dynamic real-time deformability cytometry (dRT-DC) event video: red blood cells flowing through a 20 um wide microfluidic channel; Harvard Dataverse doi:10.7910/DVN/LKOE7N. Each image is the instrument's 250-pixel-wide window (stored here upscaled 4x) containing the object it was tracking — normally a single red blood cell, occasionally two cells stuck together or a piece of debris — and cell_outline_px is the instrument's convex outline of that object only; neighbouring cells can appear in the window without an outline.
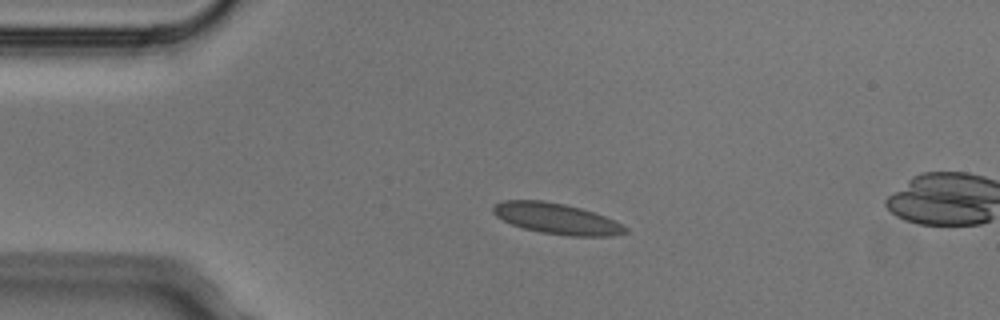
{"species": "Egyptian fruit bat (a non-hibernating species)", "species_latin": "Rousettus aegyptiacus", "temperature_condition": "cold", "stored_images_in_passage": 4, "camera_frame_rate_fps": 3000, "um_per_image_px": 0.085, "animal": {"sex": "male"}, "frame": {"image": 1, "passage_image": 3, "time_ms": 0.667, "image_size_px": [1000, 320], "cell_outline_px": [[628, 232], [612, 236], [568, 236], [540, 232], [524, 228], [512, 224], [496, 216], [492, 212], [492, 208], [496, 204], [504, 200], [544, 200], [564, 204], [580, 208], [604, 216], [628, 228]], "centroid_in_image_um": [47.3, 18.58], "position_along_channel_um": 37.7, "area_um2": 23.52}}